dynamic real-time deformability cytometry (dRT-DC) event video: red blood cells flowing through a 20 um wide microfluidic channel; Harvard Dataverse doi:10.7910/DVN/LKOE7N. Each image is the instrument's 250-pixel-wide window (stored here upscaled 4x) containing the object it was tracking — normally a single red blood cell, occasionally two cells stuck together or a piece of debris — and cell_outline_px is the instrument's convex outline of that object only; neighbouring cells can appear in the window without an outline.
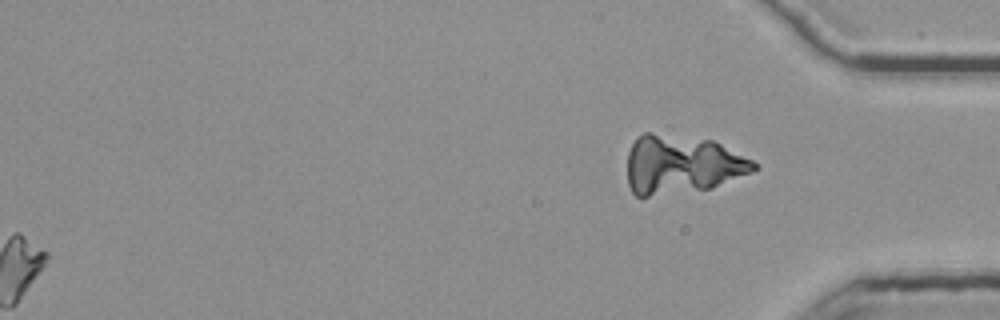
{"species": "common noctule bat (a hibernating species)", "species_latin": "Nyctalus noctula", "temperature_condition": "room temperature", "stored_images_in_passage": 54, "segment_of_instrument_passage": [2, 2], "camera_frame_rate_fps": 3000, "um_per_image_px": 0.085, "animal": {"sex": "female", "body_mass_g": 25.1}, "frame": {"image": 1, "passage_image": 54, "time_ms": 17.667, "image_size_px": [1000, 320], "cell_outline_px": [[760, 168], [752, 172], [708, 188], [648, 196], [636, 196], [632, 192], [628, 184], [628, 152], [632, 144], [644, 132], [652, 132], [712, 140], [752, 160]], "centroid_in_image_um": [57.92, 13.97], "position_along_channel_um": 377.3, "area_um2": 42.66}}